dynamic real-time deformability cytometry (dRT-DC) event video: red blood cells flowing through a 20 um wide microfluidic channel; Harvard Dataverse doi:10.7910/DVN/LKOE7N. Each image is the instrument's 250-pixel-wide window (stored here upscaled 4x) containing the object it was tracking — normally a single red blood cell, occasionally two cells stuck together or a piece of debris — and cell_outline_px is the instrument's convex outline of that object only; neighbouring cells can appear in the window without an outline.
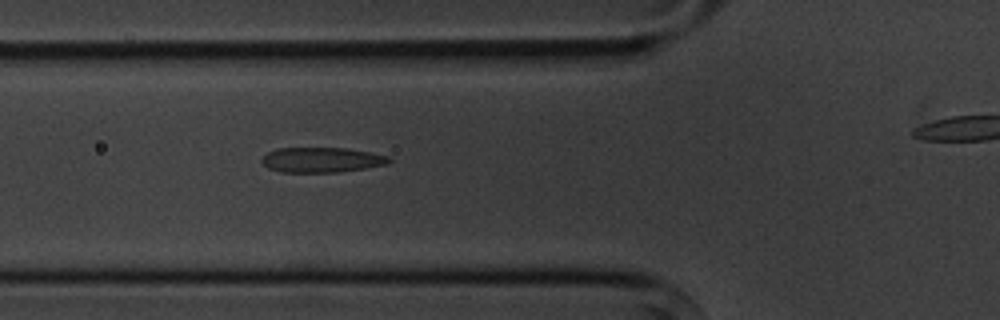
{"species": "common noctule bat (a hibernating species)", "species_latin": "Nyctalus noctula", "temperature_condition": "cold", "stored_images_in_passage": 5, "camera_frame_rate_fps": 3000, "um_per_image_px": 0.085, "animal": {"sex": "male", "body_mass_g": 20.1, "forearm_length_mm": 53.5}, "frame": {"image": 1, "passage_image": 4, "time_ms": 4.333, "image_size_px": [1000, 320], "cell_outline_px": [[392, 160], [388, 164], [340, 172], [280, 172], [268, 168], [260, 160], [268, 152], [276, 148], [348, 148], [388, 156]], "centroid_in_image_um": [27.33, 13.59], "position_along_channel_um": 98.5, "area_um2": 18.55}}